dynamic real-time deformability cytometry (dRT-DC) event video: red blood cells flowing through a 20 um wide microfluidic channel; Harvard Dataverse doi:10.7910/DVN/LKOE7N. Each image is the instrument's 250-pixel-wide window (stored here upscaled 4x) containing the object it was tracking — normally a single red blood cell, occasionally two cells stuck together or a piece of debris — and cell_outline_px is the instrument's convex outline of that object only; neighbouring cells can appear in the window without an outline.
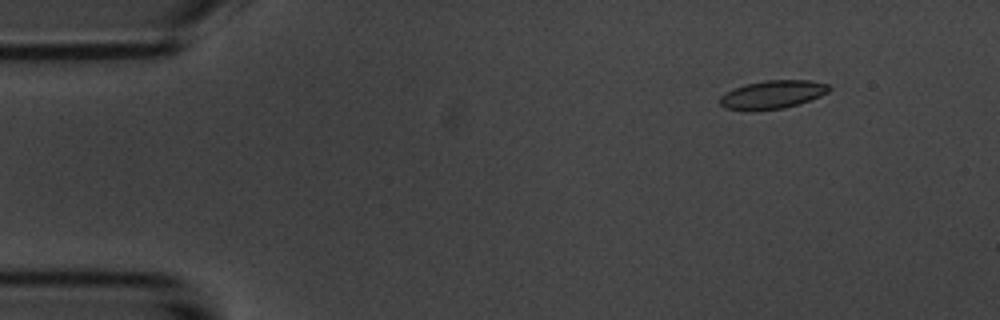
{"species": "common noctule bat (a hibernating species)", "species_latin": "Nyctalus noctula", "temperature_condition": "room temperature", "stored_images_in_passage": 4, "camera_frame_rate_fps": 3000, "um_per_image_px": 0.085, "animal": {"sex": "male", "body_mass_g": 20.1, "forearm_length_mm": 53.5}, "frame": {"image": 1, "passage_image": 1, "time_ms": 0.0, "image_size_px": [1000, 320], "cell_outline_px": [[832, 88], [828, 92], [820, 96], [784, 108], [752, 112], [744, 112], [724, 108], [720, 104], [720, 96], [736, 88], [748, 84], [764, 80], [808, 80], [828, 84]], "centroid_in_image_um": [65.64, 8.06], "position_along_channel_um": 19.4, "area_um2": 18.09}}
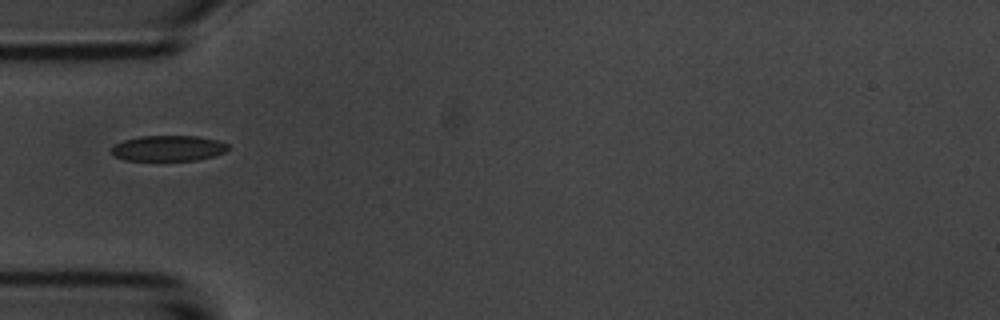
{"frame": {"image": 2, "passage_image": 4, "time_ms": 3.667, "image_size_px": [1000, 320], "cell_outline_px": [[228, 148], [224, 152], [212, 156], [196, 160], [124, 160], [108, 152], [112, 144], [124, 140], [140, 136], [196, 136], [216, 140], [228, 144]], "centroid_in_image_um": [14.22, 12.6], "position_along_channel_um": 70.8, "area_um2": 17.4}}